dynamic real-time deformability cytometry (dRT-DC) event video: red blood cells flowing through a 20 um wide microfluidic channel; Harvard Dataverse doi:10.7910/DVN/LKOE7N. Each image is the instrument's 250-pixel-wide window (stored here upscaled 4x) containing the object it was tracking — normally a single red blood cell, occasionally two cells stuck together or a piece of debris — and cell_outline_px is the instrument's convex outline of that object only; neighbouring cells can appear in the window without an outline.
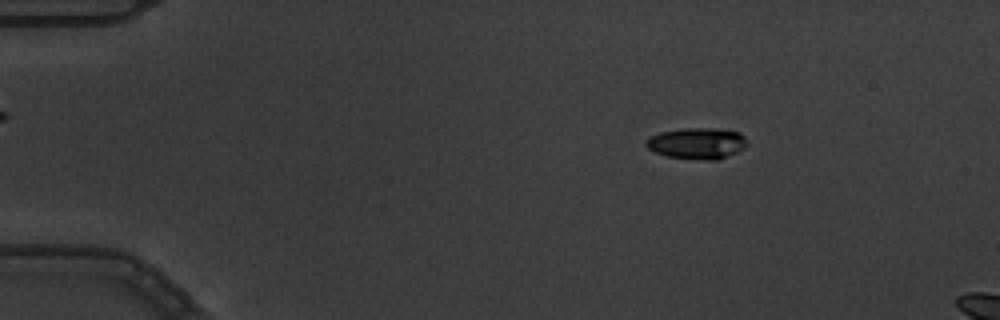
{"species": "common noctule bat (a hibernating species)", "species_latin": "Nyctalus noctula", "temperature_condition": "warm", "stored_images_in_passage": 3, "camera_frame_rate_fps": 3000, "um_per_image_px": 0.085, "animal": {"sex": "male", "body_mass_g": 19.5, "forearm_length_mm": 54.6}, "frame": {"image": 1, "passage_image": 1, "time_ms": 0.0, "image_size_px": [1000, 320], "cell_outline_px": [[748, 144], [744, 148], [736, 152], [716, 160], [704, 160], [668, 156], [656, 152], [648, 148], [644, 144], [644, 140], [648, 136], [660, 132], [684, 128], [716, 128], [740, 132], [748, 140]], "centroid_in_image_um": [59.24, 12.16], "position_along_channel_um": 25.8, "area_um2": 18.5}}